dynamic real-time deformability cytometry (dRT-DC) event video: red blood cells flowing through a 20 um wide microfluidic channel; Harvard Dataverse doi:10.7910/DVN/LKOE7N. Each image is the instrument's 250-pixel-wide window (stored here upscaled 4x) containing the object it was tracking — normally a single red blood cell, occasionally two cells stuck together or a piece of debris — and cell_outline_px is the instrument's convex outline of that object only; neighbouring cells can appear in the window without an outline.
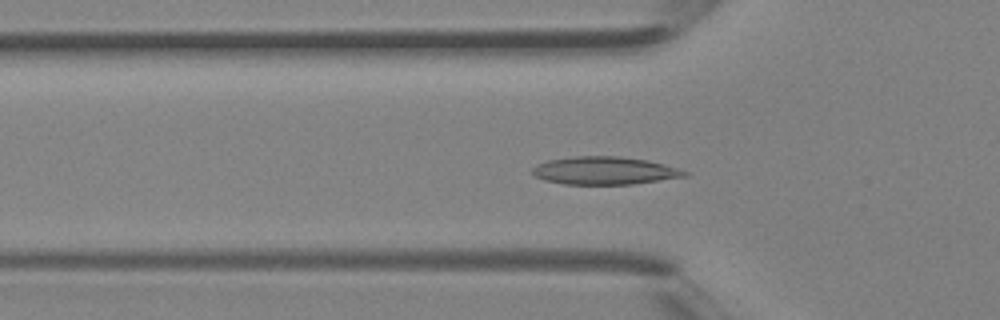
{"species": "Egyptian fruit bat (a non-hibernating species)", "species_latin": "Rousettus aegyptiacus", "temperature_condition": "room temperature", "stored_images_in_passage": 41, "segment_of_instrument_passage": [1, 2], "camera_frame_rate_fps": 3000, "um_per_image_px": 0.085, "animal": {"sex": "female"}, "frame": {"image": 1, "passage_image": 13, "time_ms": 4.0, "image_size_px": [1000, 320], "cell_outline_px": [[688, 176], [632, 184], [564, 184], [544, 180], [536, 176], [532, 172], [532, 168], [536, 164], [548, 160], [576, 156], [616, 156], [648, 160], [664, 164], [688, 172]], "centroid_in_image_um": [51.37, 14.5], "position_along_channel_um": 74.4, "area_um2": 24.57}}
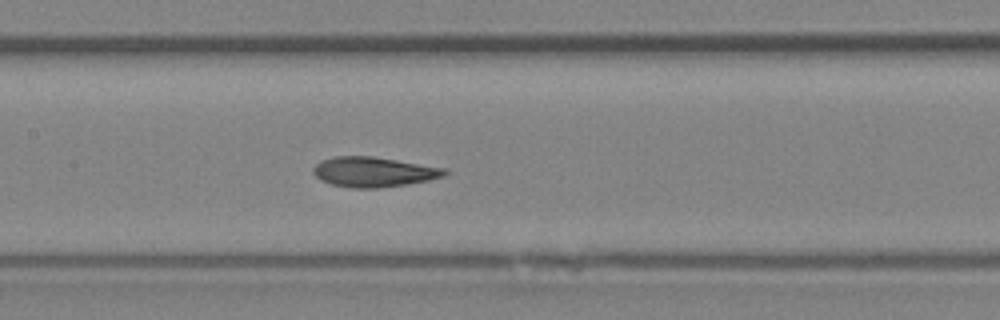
{"frame": {"image": 2, "passage_image": 19, "time_ms": 6.0, "image_size_px": [1000, 320], "cell_outline_px": [[448, 172], [444, 176], [428, 180], [408, 184], [376, 188], [352, 188], [332, 184], [320, 180], [312, 172], [312, 168], [320, 160], [336, 156], [372, 156], [448, 168]], "centroid_in_image_um": [31.76, 14.61], "position_along_channel_um": 175.6, "area_um2": 23.06}}
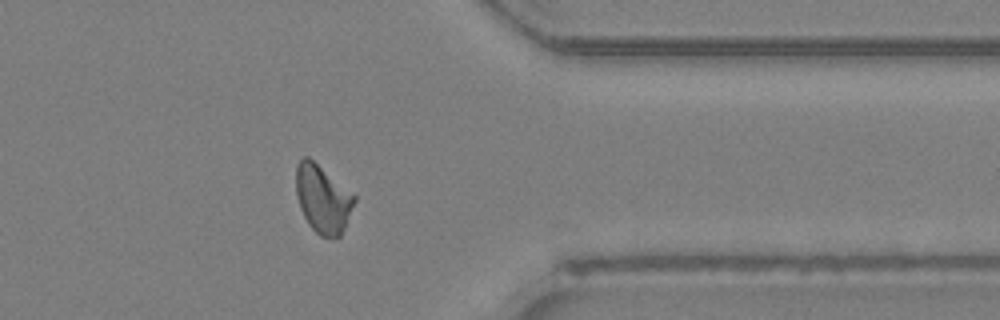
{"frame": {"image": 3, "passage_image": 32, "time_ms": 10.333, "image_size_px": [1000, 320], "cell_outline_px": [[356, 200], [340, 236], [320, 236], [308, 224], [300, 208], [296, 192], [296, 164], [304, 156], [308, 156], [356, 196]], "centroid_in_image_um": [27.41, 16.88], "position_along_channel_um": 384.0, "area_um2": 22.72}}